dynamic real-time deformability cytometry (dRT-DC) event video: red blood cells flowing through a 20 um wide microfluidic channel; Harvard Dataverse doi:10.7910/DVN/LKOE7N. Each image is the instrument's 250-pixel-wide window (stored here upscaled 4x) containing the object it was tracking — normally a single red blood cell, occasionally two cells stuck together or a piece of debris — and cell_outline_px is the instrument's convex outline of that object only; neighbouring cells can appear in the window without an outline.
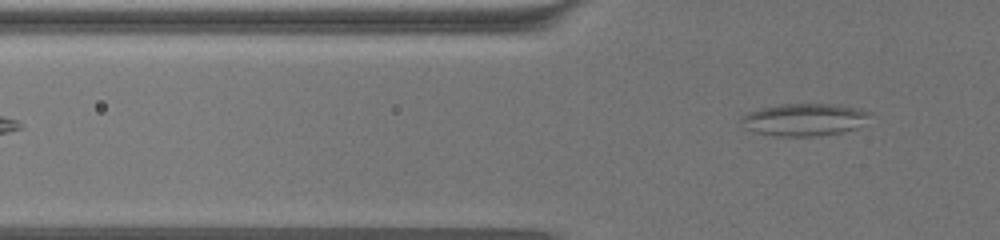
{"species": "common noctule bat (a hibernating species)", "species_latin": "Nyctalus noctula", "temperature_condition": "warm", "stored_images_in_passage": 47, "camera_frame_rate_fps": 3000, "um_per_image_px": 0.085, "animal": {"sex": "female", "body_mass_g": 19.5, "forearm_length_mm": 54.1}, "frame": {"image": 1, "passage_image": 3, "time_ms": 0.667, "image_size_px": [1000, 240], "cell_outline_px": [[872, 112], [852, 128], [844, 132], [816, 136], [776, 136], [756, 132], [744, 128], [740, 120], [748, 112], [760, 108], [780, 104], [840, 104]], "centroid_in_image_um": [68.28, 10.16], "position_along_channel_um": 57.5, "area_um2": 23.87}}
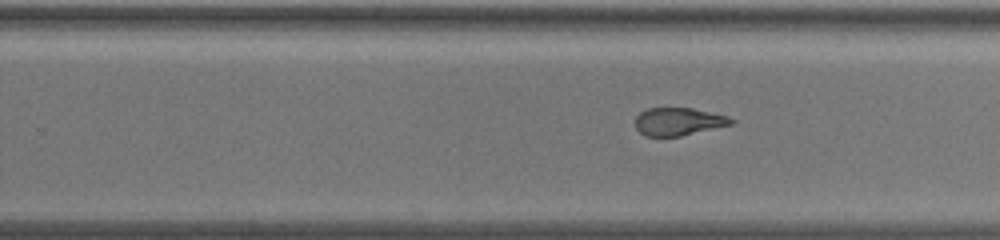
{"frame": {"image": 2, "passage_image": 25, "time_ms": 8.0, "image_size_px": [1000, 240], "cell_outline_px": [[736, 120], [732, 124], [680, 136], [644, 136], [636, 128], [636, 116], [640, 112], [648, 108], [692, 108], [728, 116]], "centroid_in_image_um": [57.66, 10.33], "position_along_channel_um": 272.1, "area_um2": 15.43}}
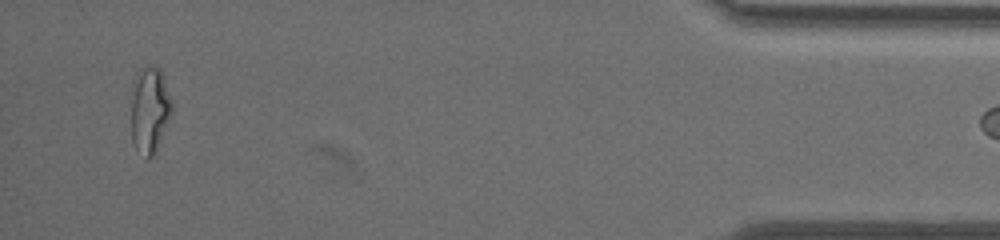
{"frame": {"image": 3, "passage_image": 46, "time_ms": 15.0, "image_size_px": [1000, 240], "cell_outline_px": [[172, 116], [156, 152], [148, 160], [132, 144], [132, 100], [140, 68], [148, 64], [152, 64], [160, 68], [172, 100]], "centroid_in_image_um": [12.77, 9.38], "position_along_channel_um": 422.4, "area_um2": 20.46}}